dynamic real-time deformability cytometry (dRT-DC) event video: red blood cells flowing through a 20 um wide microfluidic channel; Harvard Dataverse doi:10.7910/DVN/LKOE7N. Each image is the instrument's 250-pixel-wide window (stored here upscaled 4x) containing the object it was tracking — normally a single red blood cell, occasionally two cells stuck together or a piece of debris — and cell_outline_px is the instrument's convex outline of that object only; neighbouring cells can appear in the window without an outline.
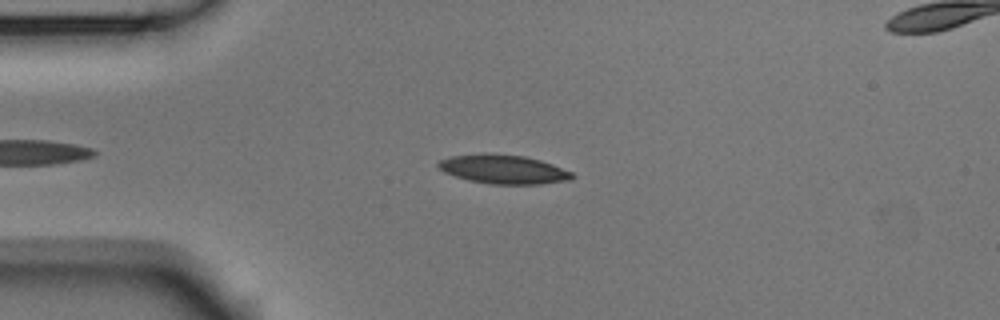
{"species": "Egyptian fruit bat (a non-hibernating species)", "species_latin": "Rousettus aegyptiacus", "temperature_condition": "room temperature", "stored_images_in_passage": 47, "camera_frame_rate_fps": 3000, "um_per_image_px": 0.085, "animal": {"sex": "male"}, "frame": {"image": 1, "passage_image": 10, "time_ms": 3.0, "image_size_px": [1000, 320], "cell_outline_px": [[576, 176], [572, 180], [540, 184], [492, 184], [468, 180], [444, 172], [436, 164], [440, 160], [448, 156], [484, 152], [488, 152], [524, 156], [540, 160], [552, 164], [572, 172]], "centroid_in_image_um": [42.79, 14.37], "position_along_channel_um": 42.2, "area_um2": 22.89}}
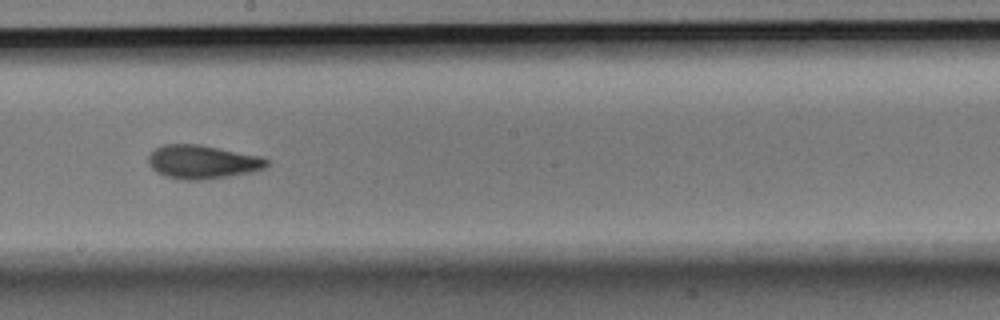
{"frame": {"image": 2, "passage_image": 27, "time_ms": 8.667, "image_size_px": [1000, 320], "cell_outline_px": [[268, 164], [264, 168], [248, 172], [228, 176], [200, 180], [184, 180], [168, 176], [156, 172], [148, 164], [148, 156], [156, 148], [164, 144], [200, 144], [264, 156], [268, 160]], "centroid_in_image_um": [17.21, 13.74], "position_along_channel_um": 231.0, "area_um2": 23.18}}
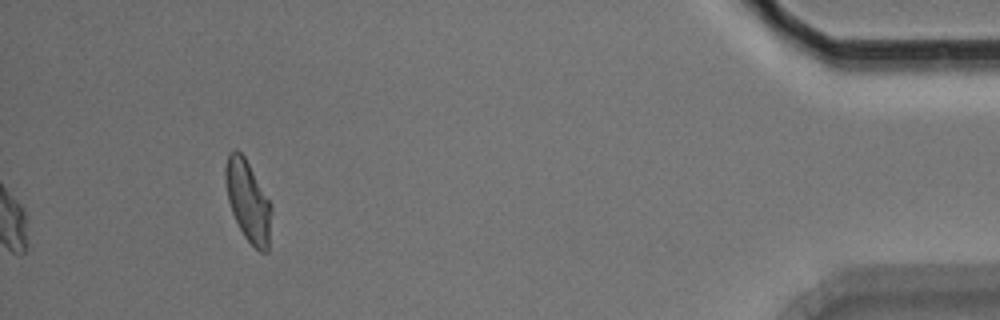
{"frame": {"image": 3, "passage_image": 47, "time_ms": 15.333, "image_size_px": [1000, 320], "cell_outline_px": [[272, 212], [268, 252], [260, 252], [244, 236], [232, 212], [228, 200], [224, 180], [224, 168], [228, 152], [236, 148], [244, 156], [272, 204]], "centroid_in_image_um": [21.08, 17.06], "position_along_channel_um": 414.1, "area_um2": 21.85}, "authors_computed_cell_mechanics": {"area_um2": 22.253, "velocity_mm_per_s": 3.7209, "shape_relaxation_time_tau1_ms": 4.556, "shape_relaxation_time_tau2_ms": 3.0037, "deformation_change_tau1": 0.1446, "deformation_change_tau2": 0.0905}}